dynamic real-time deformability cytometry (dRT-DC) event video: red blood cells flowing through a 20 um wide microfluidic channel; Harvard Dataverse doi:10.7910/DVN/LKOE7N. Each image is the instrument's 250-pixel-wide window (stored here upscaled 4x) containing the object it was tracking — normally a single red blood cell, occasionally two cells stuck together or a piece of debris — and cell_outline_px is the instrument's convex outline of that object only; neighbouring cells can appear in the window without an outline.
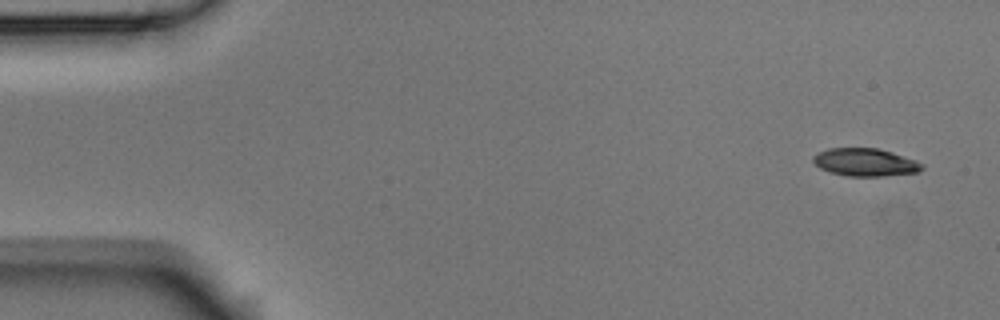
{"species": "Egyptian fruit bat (a non-hibernating species)", "species_latin": "Rousettus aegyptiacus", "temperature_condition": "room temperature", "stored_images_in_passage": 8, "camera_frame_rate_fps": 3000, "um_per_image_px": 0.085, "animal": {"sex": "male"}, "frame": {"image": 1, "passage_image": 1, "time_ms": 0.0, "image_size_px": [1000, 320], "cell_outline_px": [[924, 168], [916, 172], [880, 176], [848, 176], [828, 172], [820, 168], [812, 160], [812, 156], [828, 148], [876, 148], [892, 152], [916, 160], [924, 164]], "centroid_in_image_um": [73.53, 13.79], "position_along_channel_um": 11.5, "area_um2": 17.57}}
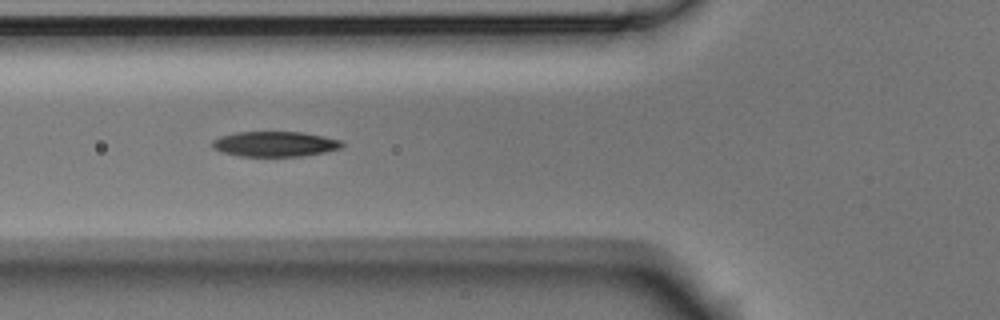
{"frame": {"image": 2, "passage_image": 6, "time_ms": 1.667, "image_size_px": [1000, 320], "cell_outline_px": [[344, 144], [340, 148], [324, 152], [300, 156], [240, 156], [224, 152], [212, 148], [212, 140], [220, 136], [236, 132], [304, 132], [324, 136], [340, 140]], "centroid_in_image_um": [23.36, 12.23], "position_along_channel_um": 102.4, "area_um2": 18.96}}
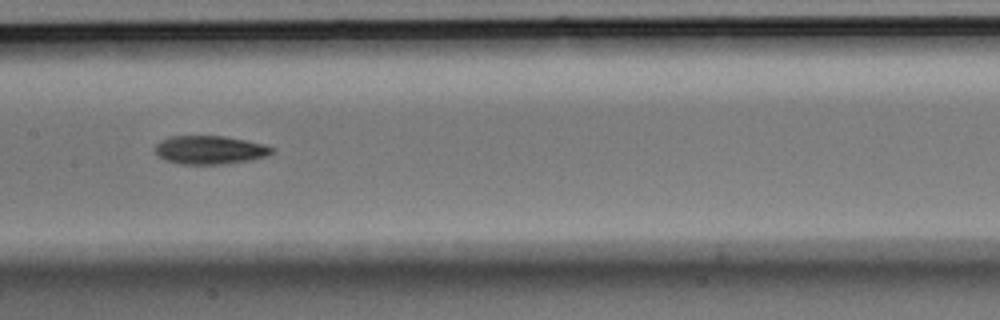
{"frame": {"image": 3, "passage_image": 8, "time_ms": 2.333, "image_size_px": [1000, 320], "cell_outline_px": [[276, 148], [272, 152], [264, 156], [248, 160], [220, 164], [180, 164], [164, 160], [156, 156], [156, 144], [160, 140], [172, 136], [224, 136], [264, 144]], "centroid_in_image_um": [17.79, 12.74], "position_along_channel_um": 189.6, "area_um2": 19.25}}